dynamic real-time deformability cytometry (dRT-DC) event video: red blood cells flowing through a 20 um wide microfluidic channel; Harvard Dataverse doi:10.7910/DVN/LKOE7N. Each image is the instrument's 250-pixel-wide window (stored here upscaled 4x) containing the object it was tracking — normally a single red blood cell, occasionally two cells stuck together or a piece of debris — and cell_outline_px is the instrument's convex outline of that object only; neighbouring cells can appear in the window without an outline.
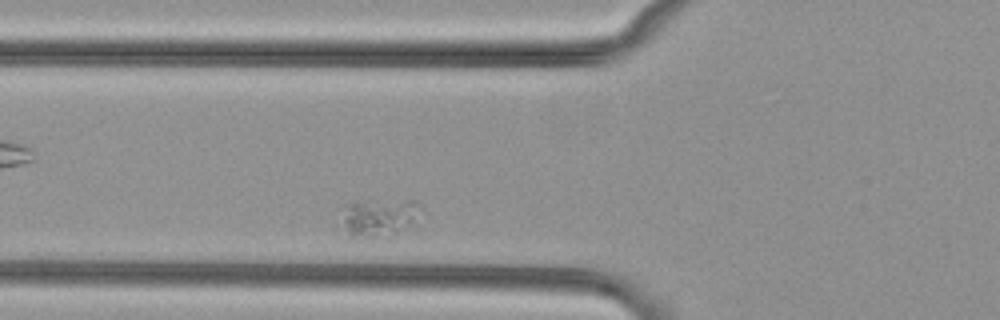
{"species": "common noctule bat (a hibernating species)", "species_latin": "Nyctalus noctula", "temperature_condition": "cold", "stored_images_in_passage": 36, "camera_frame_rate_fps": 3000, "um_per_image_px": 0.085, "animal": {"sex": "female", "body_mass_g": 29.2, "forearm_length_mm": 56.3}, "frame": {"image": 1, "passage_image": 4, "time_ms": 1.0, "image_size_px": [1000, 320], "cell_outline_px": [[412, 220], [396, 228], [372, 236], [352, 236], [336, 228], [344, 204], [404, 200], [412, 200]], "centroid_in_image_um": [31.81, 18.47], "position_along_channel_um": 94.0, "area_um2": 15.43}}
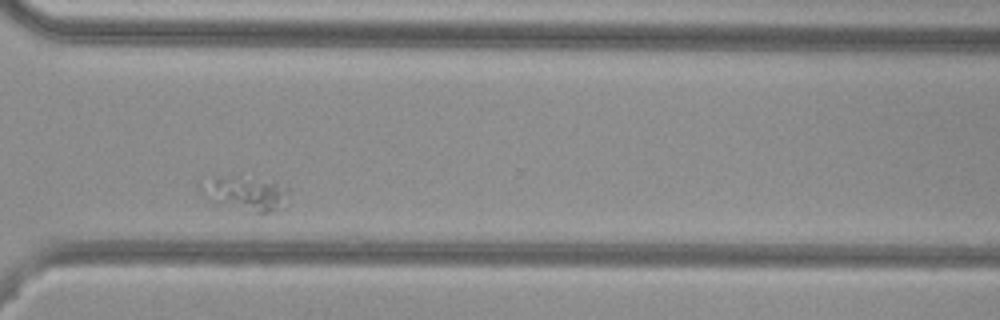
{"frame": {"image": 2, "passage_image": 27, "time_ms": 8.667, "image_size_px": [1000, 320], "cell_outline_px": [[288, 192], [268, 212], [256, 212], [204, 200], [200, 196], [200, 188], [212, 176], [236, 176], [276, 184], [288, 188]], "centroid_in_image_um": [20.64, 16.41], "position_along_channel_um": 350.0, "area_um2": 16.24}}
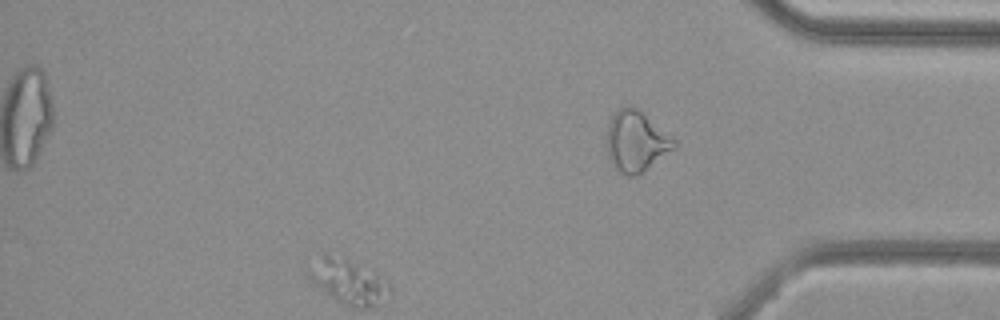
{"frame": {"image": 3, "passage_image": 36, "time_ms": 11.667, "image_size_px": [1000, 320], "cell_outline_px": [[676, 148], [636, 176], [628, 176], [620, 172], [608, 160], [608, 124], [612, 116], [620, 108], [628, 104], [636, 108], [676, 140]], "centroid_in_image_um": [54.07, 12.03], "position_along_channel_um": 381.1, "area_um2": 23.41}}